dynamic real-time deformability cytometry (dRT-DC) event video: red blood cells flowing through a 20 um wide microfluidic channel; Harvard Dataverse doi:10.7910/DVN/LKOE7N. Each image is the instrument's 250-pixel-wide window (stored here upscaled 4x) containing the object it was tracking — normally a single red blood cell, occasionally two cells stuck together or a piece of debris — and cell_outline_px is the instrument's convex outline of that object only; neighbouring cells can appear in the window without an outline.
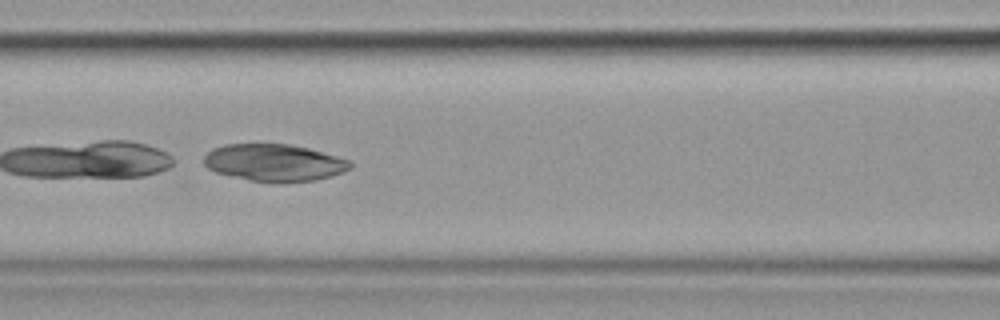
{"species": "common noctule bat (a hibernating species)", "species_latin": "Nyctalus noctula", "temperature_condition": "cold", "stored_images_in_passage": 40, "camera_frame_rate_fps": 3000, "um_per_image_px": 0.085, "animal": {"sex": "female", "body_mass_g": 19.9}, "frame": {"image": 1, "passage_image": 24, "time_ms": 7.667, "image_size_px": [1000, 320], "cell_outline_px": [[352, 168], [344, 172], [332, 176], [316, 180], [280, 184], [252, 180], [232, 176], [216, 172], [208, 168], [204, 164], [204, 156], [212, 148], [224, 144], [288, 144], [308, 148], [352, 160]], "centroid_in_image_um": [23.35, 13.84], "position_along_channel_um": 143.2, "area_um2": 32.02}}
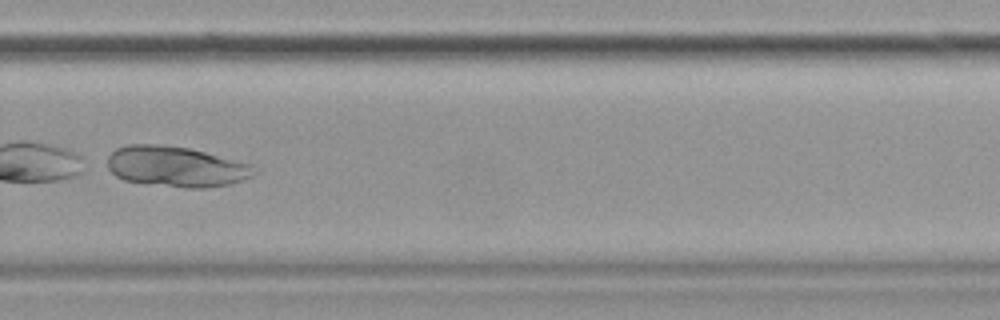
{"frame": {"image": 2, "passage_image": 38, "time_ms": 12.333, "image_size_px": [1000, 320], "cell_outline_px": [[252, 176], [244, 180], [228, 184], [208, 188], [184, 188], [124, 180], [116, 176], [100, 160], [116, 148], [128, 144], [156, 144], [188, 148], [252, 164]], "centroid_in_image_um": [14.85, 14.15], "position_along_channel_um": 314.9, "area_um2": 34.8}}